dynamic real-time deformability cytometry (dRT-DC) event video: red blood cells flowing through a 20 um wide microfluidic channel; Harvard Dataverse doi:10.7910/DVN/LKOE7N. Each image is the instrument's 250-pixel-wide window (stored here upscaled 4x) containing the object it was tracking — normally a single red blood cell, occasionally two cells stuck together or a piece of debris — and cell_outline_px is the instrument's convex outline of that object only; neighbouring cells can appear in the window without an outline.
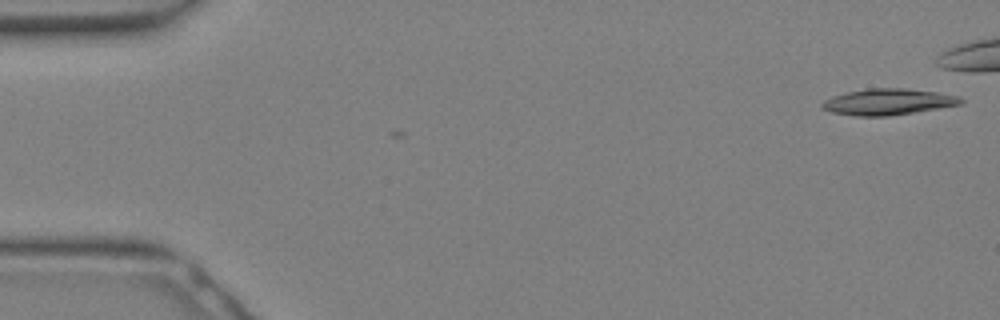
{"species": "Egyptian fruit bat (a non-hibernating species)", "species_latin": "Rousettus aegyptiacus", "temperature_condition": "warm", "stored_images_in_passage": 4, "camera_frame_rate_fps": 3000, "um_per_image_px": 0.085, "animal": {"sex": "female"}, "frame": {"image": 1, "passage_image": 4, "time_ms": 1.0, "image_size_px": [1000, 320], "cell_outline_px": [[964, 104], [888, 116], [856, 116], [832, 112], [820, 108], [820, 104], [824, 100], [832, 96], [848, 92], [868, 88], [904, 88], [936, 92], [960, 96], [964, 100]], "centroid_in_image_um": [75.49, 8.65], "position_along_channel_um": 9.5, "area_um2": 21.21}}